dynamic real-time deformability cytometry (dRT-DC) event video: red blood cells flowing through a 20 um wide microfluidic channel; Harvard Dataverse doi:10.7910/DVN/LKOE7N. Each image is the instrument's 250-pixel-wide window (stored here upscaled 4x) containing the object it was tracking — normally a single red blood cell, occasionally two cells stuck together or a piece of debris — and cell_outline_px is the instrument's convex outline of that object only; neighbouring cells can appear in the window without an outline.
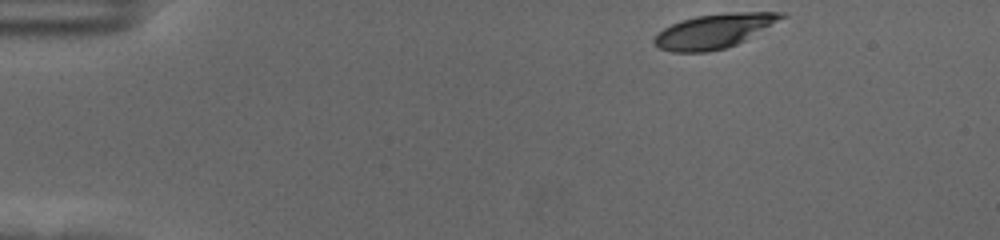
{"species": "human", "species_latin": "Homo sapiens", "temperature_condition": "cold", "stored_images_in_passage": 51, "camera_frame_rate_fps": 3000, "um_per_image_px": 0.085, "donor": {"sex": "female"}, "frame": {"image": 1, "passage_image": 1, "time_ms": 0.0, "image_size_px": [1000, 240], "cell_outline_px": [[788, 16], [744, 40], [736, 44], [724, 48], [708, 52], [672, 52], [660, 48], [652, 40], [664, 28], [680, 20], [696, 16], [732, 12], [784, 12]], "centroid_in_image_um": [60.71, 2.63], "position_along_channel_um": 24.3, "area_um2": 25.14}}
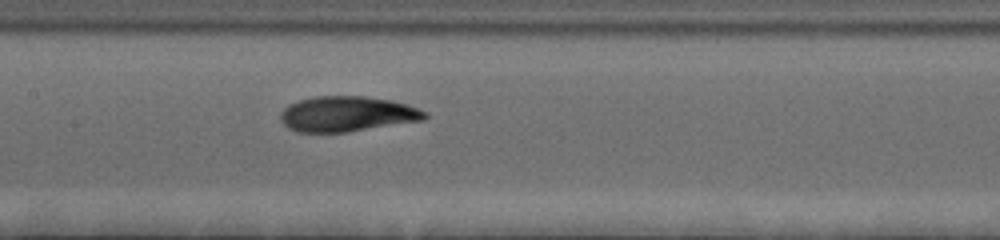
{"frame": {"image": 2, "passage_image": 22, "time_ms": 7.0, "image_size_px": [1000, 240], "cell_outline_px": [[428, 116], [424, 120], [348, 132], [296, 132], [288, 128], [280, 120], [280, 112], [288, 104], [300, 100], [316, 96], [364, 96], [392, 100], [408, 104], [428, 112]], "centroid_in_image_um": [29.52, 9.69], "position_along_channel_um": 177.9, "area_um2": 29.94}}
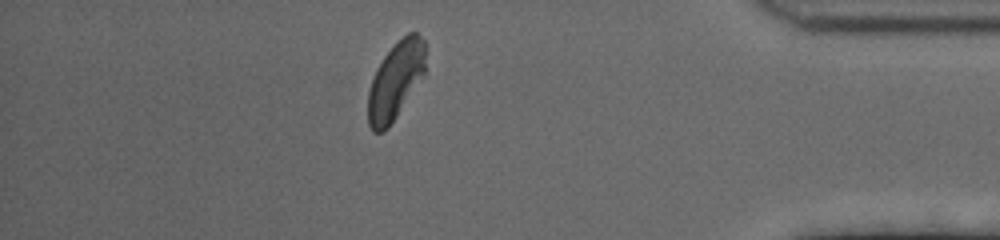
{"frame": {"image": 3, "passage_image": 44, "time_ms": 14.333, "image_size_px": [1000, 240], "cell_outline_px": [[424, 72], [396, 116], [388, 128], [384, 132], [372, 132], [368, 124], [368, 92], [372, 76], [376, 68], [384, 56], [408, 32], [416, 32], [424, 40]], "centroid_in_image_um": [33.57, 6.88], "position_along_channel_um": 401.6, "area_um2": 25.32}, "authors_computed_cell_mechanics": {"area_um2": 29.189, "velocity_mm_per_s": 3.4997, "shape_relaxation_time_tau1_ms": 4.2286, "shape_relaxation_time_tau2_ms": 1.1208, "deformation_change_tau1": 0.1707, "deformation_change_tau2": 0.0582}}